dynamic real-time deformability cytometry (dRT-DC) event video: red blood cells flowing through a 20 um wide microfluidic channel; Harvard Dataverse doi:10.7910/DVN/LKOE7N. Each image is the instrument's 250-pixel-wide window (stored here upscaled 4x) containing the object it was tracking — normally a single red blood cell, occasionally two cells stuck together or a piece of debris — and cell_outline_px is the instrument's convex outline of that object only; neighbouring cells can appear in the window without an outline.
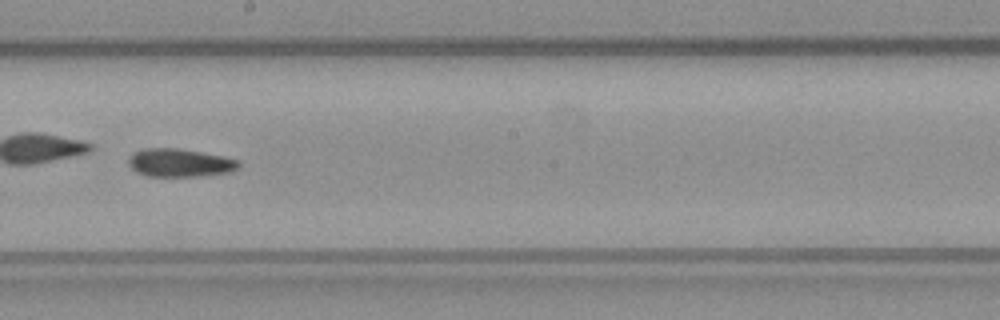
{"species": "common noctule bat (a hibernating species)", "species_latin": "Nyctalus noctula", "temperature_condition": "warm", "stored_images_in_passage": 39, "camera_frame_rate_fps": 3000, "um_per_image_px": 0.085, "animal": {"sex": "male", "body_mass_g": 23.1, "forearm_length_mm": 52.7}, "frame": {"image": 1, "passage_image": 23, "time_ms": 7.333, "image_size_px": [1000, 320], "cell_outline_px": [[240, 168], [232, 172], [196, 176], [148, 176], [136, 172], [128, 164], [128, 156], [132, 152], [144, 148], [176, 148], [224, 156], [240, 160]], "centroid_in_image_um": [15.28, 13.83], "position_along_channel_um": 232.9, "area_um2": 18.26}}